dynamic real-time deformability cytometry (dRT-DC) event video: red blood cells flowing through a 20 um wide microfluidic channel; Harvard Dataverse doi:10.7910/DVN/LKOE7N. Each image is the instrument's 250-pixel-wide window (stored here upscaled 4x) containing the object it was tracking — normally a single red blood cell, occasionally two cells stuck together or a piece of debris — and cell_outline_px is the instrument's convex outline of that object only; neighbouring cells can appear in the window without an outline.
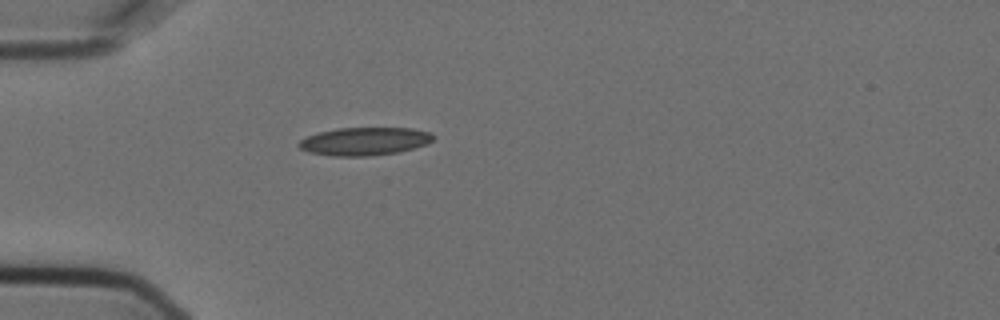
{"species": "Egyptian fruit bat (a non-hibernating species)", "species_latin": "Rousettus aegyptiacus", "temperature_condition": "cold", "stored_images_in_passage": 1, "camera_frame_rate_fps": 3000, "um_per_image_px": 0.085, "animal": {"sex": "female"}, "frame": {"image": 1, "passage_image": 1, "time_ms": 0.0, "image_size_px": [1000, 320], "cell_outline_px": [[436, 136], [428, 144], [400, 152], [368, 156], [332, 156], [308, 152], [300, 148], [296, 144], [300, 140], [308, 136], [320, 132], [336, 128], [412, 128], [428, 132]], "centroid_in_image_um": [30.99, 12.01], "position_along_channel_um": 54.0, "area_um2": 22.02}}